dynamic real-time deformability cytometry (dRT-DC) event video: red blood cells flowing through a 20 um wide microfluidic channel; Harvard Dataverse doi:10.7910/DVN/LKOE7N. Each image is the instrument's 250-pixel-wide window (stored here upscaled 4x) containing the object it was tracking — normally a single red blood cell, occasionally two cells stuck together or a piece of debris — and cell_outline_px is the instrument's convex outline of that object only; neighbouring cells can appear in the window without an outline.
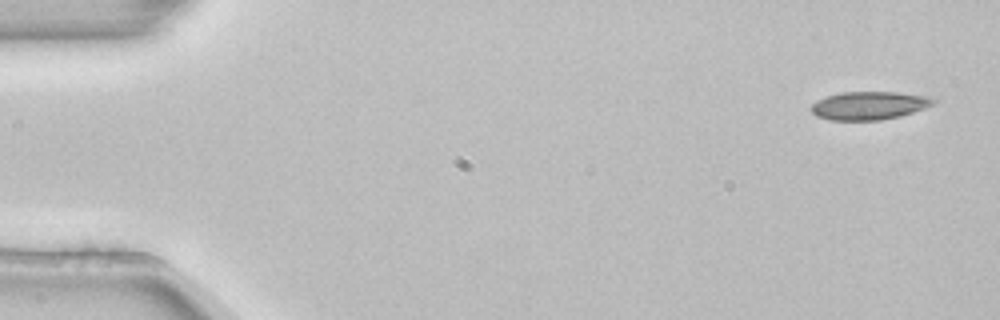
{"species": "common noctule bat (a hibernating species)", "species_latin": "Nyctalus noctula", "temperature_condition": "room temperature", "stored_images_in_passage": 3, "camera_frame_rate_fps": 3000, "um_per_image_px": 0.085, "animal": {"sex": "female", "body_mass_g": 22.7, "forearm_length_mm": 54.2}, "frame": {"image": 1, "passage_image": 1, "time_ms": 0.0, "image_size_px": [1000, 320], "cell_outline_px": [[936, 104], [900, 116], [880, 120], [828, 120], [816, 116], [812, 112], [812, 104], [816, 100], [840, 92], [896, 92], [928, 96], [936, 100]], "centroid_in_image_um": [73.88, 8.97], "position_along_channel_um": 11.1, "area_um2": 20.06}}